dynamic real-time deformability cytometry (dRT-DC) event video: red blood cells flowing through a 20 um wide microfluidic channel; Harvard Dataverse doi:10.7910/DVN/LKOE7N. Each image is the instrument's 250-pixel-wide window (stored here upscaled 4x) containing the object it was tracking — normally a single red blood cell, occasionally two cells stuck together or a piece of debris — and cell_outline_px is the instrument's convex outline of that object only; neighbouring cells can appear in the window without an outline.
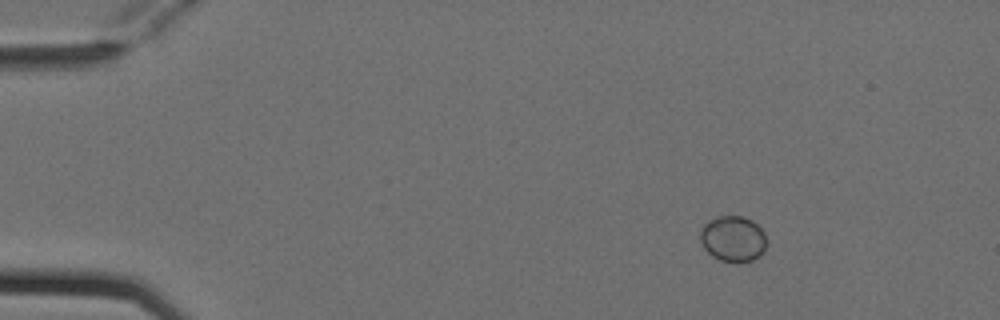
{"species": "Egyptian fruit bat (a non-hibernating species)", "species_latin": "Rousettus aegyptiacus", "temperature_condition": "cold", "stored_images_in_passage": 7, "camera_frame_rate_fps": 3000, "um_per_image_px": 0.085, "animal": {"sex": "female"}, "frame": {"image": 1, "passage_image": 2, "time_ms": 0.333, "image_size_px": [1000, 320], "cell_outline_px": [[764, 252], [760, 256], [752, 260], [720, 260], [712, 256], [704, 248], [700, 240], [700, 228], [708, 220], [720, 216], [744, 216], [752, 220], [764, 232]], "centroid_in_image_um": [62.27, 20.26], "position_along_channel_um": 22.7, "area_um2": 17.4}}
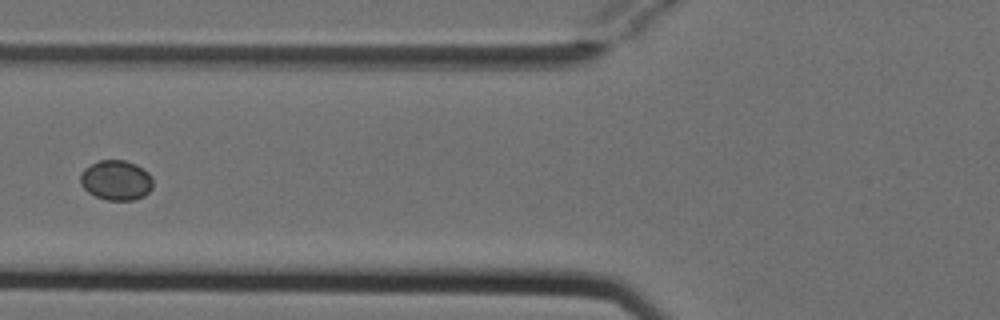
{"frame": {"image": 2, "passage_image": 6, "time_ms": 1.667, "image_size_px": [1000, 320], "cell_outline_px": [[152, 188], [144, 196], [132, 200], [108, 200], [96, 196], [88, 192], [80, 184], [80, 176], [84, 168], [100, 160], [124, 160], [136, 164], [148, 172], [152, 176]], "centroid_in_image_um": [9.88, 15.32], "position_along_channel_um": 115.9, "area_um2": 16.88}}
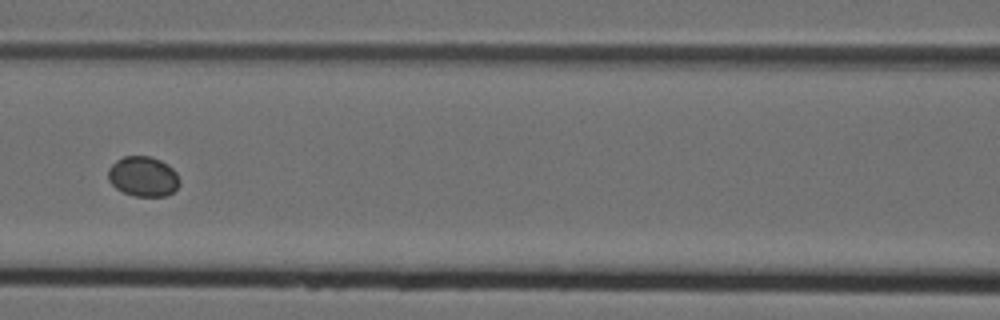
{"frame": {"image": 3, "passage_image": 7, "time_ms": 2.0, "image_size_px": [1000, 320], "cell_outline_px": [[180, 184], [172, 192], [164, 196], [136, 196], [124, 192], [116, 188], [108, 180], [108, 168], [116, 160], [124, 156], [152, 156], [168, 164], [176, 172], [180, 180]], "centroid_in_image_um": [12.17, 14.98], "position_along_channel_um": 154.4, "area_um2": 16.7}}